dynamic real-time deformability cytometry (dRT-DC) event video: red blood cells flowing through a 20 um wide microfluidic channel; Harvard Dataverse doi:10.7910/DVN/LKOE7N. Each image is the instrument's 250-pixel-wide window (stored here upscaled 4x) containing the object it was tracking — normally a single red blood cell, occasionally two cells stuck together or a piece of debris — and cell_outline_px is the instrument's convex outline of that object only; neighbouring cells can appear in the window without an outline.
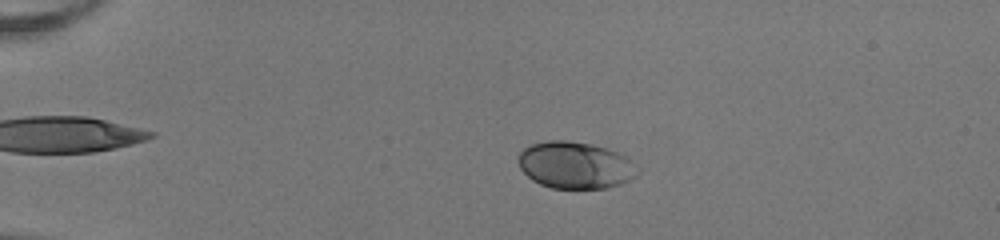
{"species": "human", "species_latin": "Homo sapiens", "temperature_condition": "room temperature", "stored_images_in_passage": 52, "camera_frame_rate_fps": 3000, "um_per_image_px": 0.085, "donor": {"sex": "female"}, "frame": {"image": 1, "passage_image": 12, "time_ms": 3.667, "image_size_px": [1000, 240], "cell_outline_px": [[640, 172], [636, 176], [620, 184], [608, 188], [552, 188], [540, 184], [532, 180], [520, 168], [516, 160], [516, 156], [528, 144], [548, 140], [564, 140], [592, 144], [608, 148], [620, 152], [628, 156], [640, 168]], "centroid_in_image_um": [48.91, 14.02], "position_along_channel_um": 36.1, "area_um2": 33.23}}
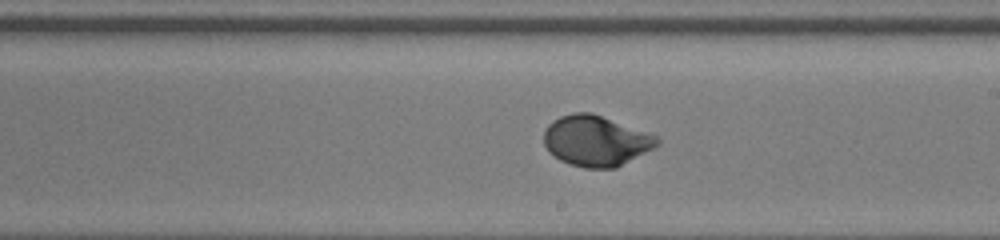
{"frame": {"image": 2, "passage_image": 32, "time_ms": 10.333, "image_size_px": [1000, 240], "cell_outline_px": [[660, 144], [616, 168], [584, 168], [568, 164], [560, 160], [548, 152], [544, 144], [544, 132], [548, 124], [552, 120], [560, 116], [572, 112], [592, 112], [648, 132], [656, 136], [660, 140]], "centroid_in_image_um": [50.63, 11.96], "position_along_channel_um": 238.4, "area_um2": 33.58}}
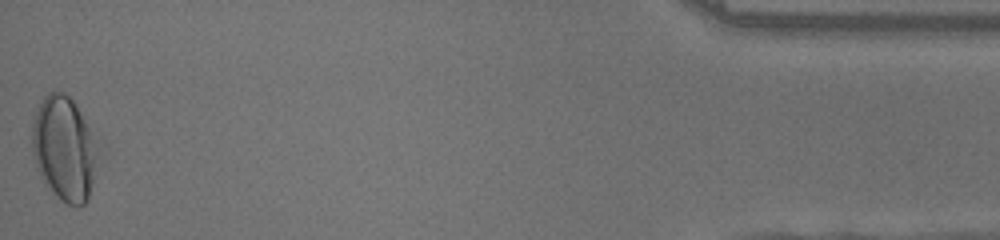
{"frame": {"image": 3, "passage_image": 52, "time_ms": 17.0, "image_size_px": [1000, 240], "cell_outline_px": [[100, 148], [88, 200], [80, 208], [76, 208], [60, 200], [56, 196], [40, 176], [36, 168], [32, 152], [32, 124], [36, 112], [44, 96], [48, 92], [64, 92], [76, 104]], "centroid_in_image_um": [5.46, 12.66], "position_along_channel_um": 429.7, "area_um2": 40.17}, "authors_computed_cell_mechanics": {"area_um2": 33.4662, "velocity_mm_per_s": 4.0209, "shape_relaxation_time_tau1_ms": 3.1212, "shape_relaxation_time_tau2_ms": null, "deformation_change_tau1": 0.1638, "deformation_change_tau2": null}}